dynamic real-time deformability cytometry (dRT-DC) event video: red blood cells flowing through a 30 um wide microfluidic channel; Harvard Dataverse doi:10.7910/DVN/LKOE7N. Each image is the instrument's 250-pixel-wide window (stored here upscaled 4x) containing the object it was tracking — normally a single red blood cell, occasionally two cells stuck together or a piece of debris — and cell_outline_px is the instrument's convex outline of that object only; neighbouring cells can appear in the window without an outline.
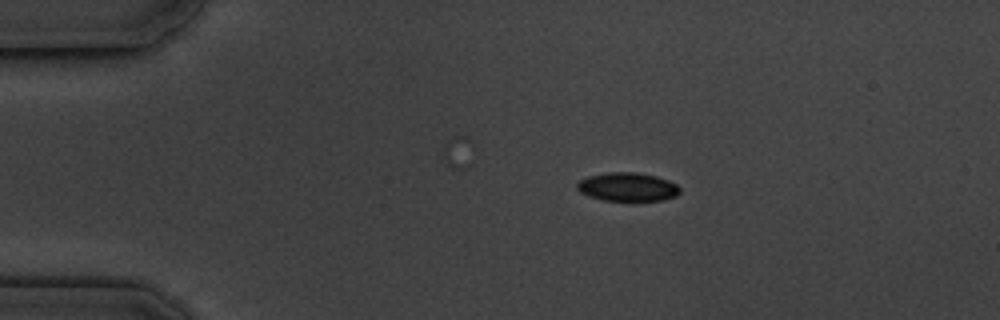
{"species": "common noctule bat (a hibernating species)", "species_latin": "Nyctalus noctula", "temperature_condition": "cold", "stored_images_in_passage": 15, "camera_frame_rate_fps": 3000, "um_per_image_px": 0.085, "animal": {"sex": "male", "body_mass_g": 19.5, "forearm_length_mm": 54.6}, "frame": {"image": 1, "passage_image": 2, "time_ms": 1.0, "image_size_px": [1000, 320], "cell_outline_px": [[680, 192], [676, 196], [664, 200], [604, 200], [588, 196], [580, 192], [576, 188], [576, 184], [580, 180], [588, 176], [608, 172], [636, 172], [656, 176], [668, 180], [676, 184], [680, 188]], "centroid_in_image_um": [53.34, 15.88], "position_along_channel_um": 31.7, "area_um2": 17.11}}
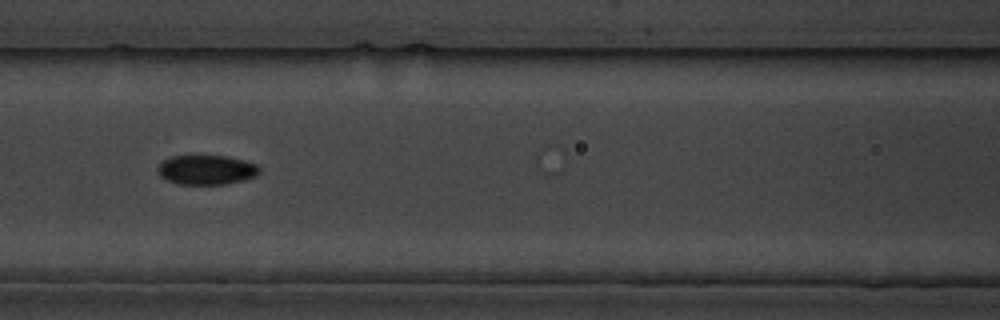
{"frame": {"image": 2, "passage_image": 6, "time_ms": 5.667, "image_size_px": [1000, 320], "cell_outline_px": [[260, 172], [256, 176], [244, 180], [228, 184], [176, 184], [160, 176], [156, 168], [164, 160], [172, 156], [228, 156], [244, 160], [256, 164], [260, 168]], "centroid_in_image_um": [17.57, 14.44], "position_along_channel_um": 149.0, "area_um2": 17.57}}
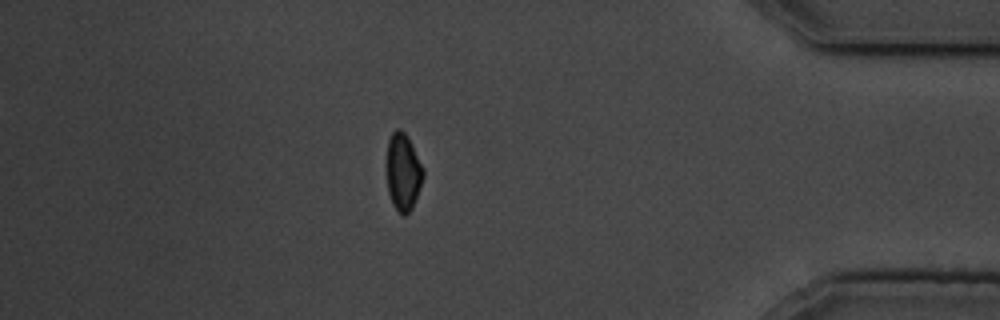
{"frame": {"image": 3, "passage_image": 13, "time_ms": 13.667, "image_size_px": [1000, 320], "cell_outline_px": [[424, 176], [412, 208], [404, 216], [392, 204], [388, 192], [388, 140], [392, 132], [396, 128], [400, 128], [408, 136], [424, 168]], "centroid_in_image_um": [34.29, 14.59], "position_along_channel_um": 400.9, "area_um2": 16.24}, "authors_computed_cell_mechanics": {"area_um2": 17.5712, "velocity_mm_per_s": 3.5927, "shape_relaxation_time_tau1_ms": 7.3554, "shape_relaxation_time_tau2_ms": null, "deformation_change_tau1": 0.1298, "deformation_change_tau2": null}}